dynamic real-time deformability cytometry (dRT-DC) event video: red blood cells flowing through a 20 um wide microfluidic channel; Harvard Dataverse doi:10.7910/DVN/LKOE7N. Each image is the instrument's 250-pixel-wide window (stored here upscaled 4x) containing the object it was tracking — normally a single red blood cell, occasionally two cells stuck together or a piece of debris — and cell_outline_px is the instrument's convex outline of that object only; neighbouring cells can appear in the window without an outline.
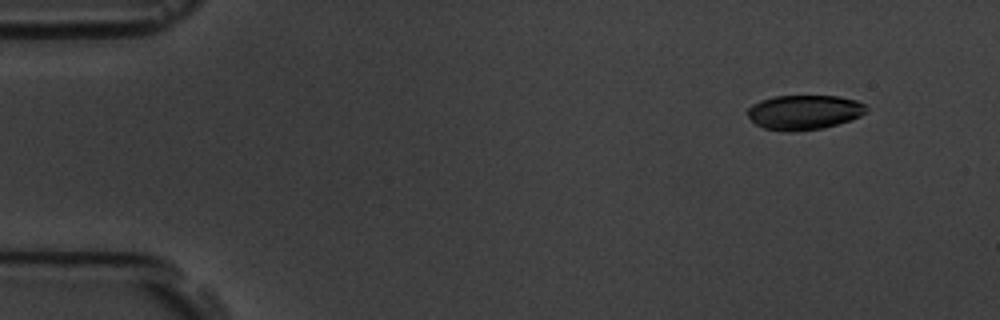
{"species": "common noctule bat (a hibernating species)", "species_latin": "Nyctalus noctula", "temperature_condition": "room temperature", "stored_images_in_passage": 15, "camera_frame_rate_fps": 3000, "um_per_image_px": 0.085, "animal": {"sex": "male", "body_mass_g": 19.5, "forearm_length_mm": 54.6}, "frame": {"image": 1, "passage_image": 2, "time_ms": 1.333, "image_size_px": [1000, 320], "cell_outline_px": [[868, 108], [860, 116], [824, 128], [792, 132], [788, 132], [764, 128], [756, 124], [748, 116], [748, 108], [752, 104], [760, 100], [772, 96], [840, 96], [856, 100], [864, 104]], "centroid_in_image_um": [68.33, 9.54], "position_along_channel_um": 16.7, "area_um2": 23.93}}
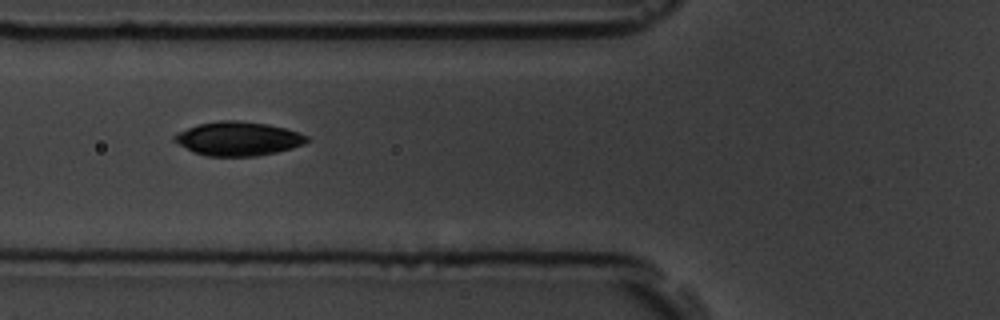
{"frame": {"image": 2, "passage_image": 6, "time_ms": 6.667, "image_size_px": [1000, 320], "cell_outline_px": [[312, 140], [304, 144], [292, 148], [276, 152], [256, 156], [208, 156], [192, 152], [172, 140], [172, 136], [176, 132], [200, 124], [220, 120], [236, 120], [268, 124], [284, 128], [308, 136]], "centroid_in_image_um": [20.22, 11.79], "position_along_channel_um": 105.6, "area_um2": 26.24}}
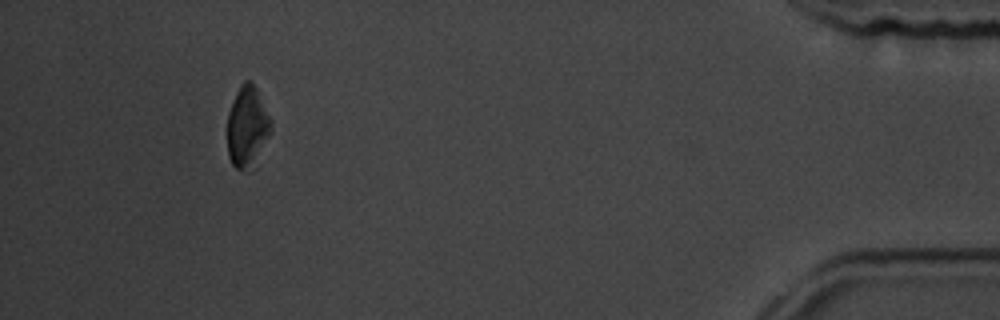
{"frame": {"image": 3, "passage_image": 14, "time_ms": 17.0, "image_size_px": [1000, 320], "cell_outline_px": [[272, 132], [252, 172], [244, 172], [236, 168], [232, 164], [228, 156], [228, 112], [232, 100], [240, 84], [244, 80], [252, 80], [272, 120]], "centroid_in_image_um": [21.04, 10.82], "position_along_channel_um": 414.2, "area_um2": 21.33}, "authors_computed_cell_mechanics": {"area_um2": 24.3338, "velocity_mm_per_s": 3.6226, "shape_relaxation_time_tau1_ms": 2.0015, "shape_relaxation_time_tau2_ms": null, "deformation_change_tau1": 0.0502, "deformation_change_tau2": null}}